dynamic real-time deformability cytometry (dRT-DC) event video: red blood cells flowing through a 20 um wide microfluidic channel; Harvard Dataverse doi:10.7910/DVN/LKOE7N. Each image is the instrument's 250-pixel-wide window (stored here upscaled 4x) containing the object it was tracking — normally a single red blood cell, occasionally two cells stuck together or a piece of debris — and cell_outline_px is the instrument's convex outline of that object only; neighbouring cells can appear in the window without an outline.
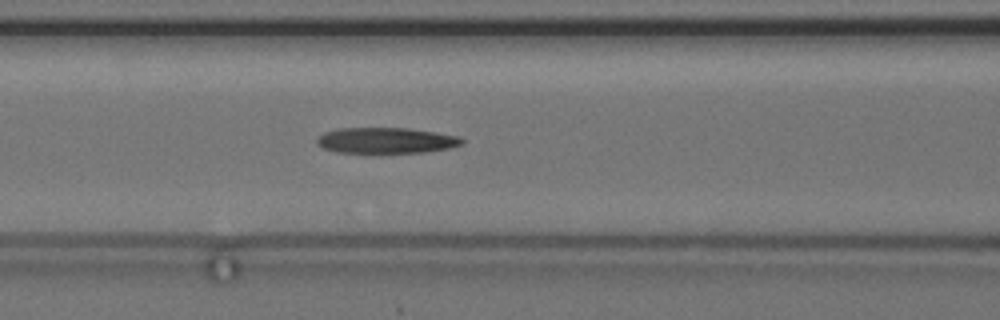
{"species": "common noctule bat (a hibernating species)", "species_latin": "Nyctalus noctula", "temperature_condition": "cold", "stored_images_in_passage": 41, "camera_frame_rate_fps": 3000, "um_per_image_px": 0.085, "animal": {"sex": "female", "body_mass_g": 24.6, "forearm_length_mm": 56.2}, "frame": {"image": 1, "passage_image": 12, "time_ms": 3.667, "image_size_px": [1000, 320], "cell_outline_px": [[464, 144], [448, 148], [424, 152], [336, 152], [324, 148], [316, 144], [316, 140], [324, 132], [336, 128], [408, 128], [456, 136], [464, 140]], "centroid_in_image_um": [32.77, 11.93], "position_along_channel_um": 133.8, "area_um2": 21.5}}